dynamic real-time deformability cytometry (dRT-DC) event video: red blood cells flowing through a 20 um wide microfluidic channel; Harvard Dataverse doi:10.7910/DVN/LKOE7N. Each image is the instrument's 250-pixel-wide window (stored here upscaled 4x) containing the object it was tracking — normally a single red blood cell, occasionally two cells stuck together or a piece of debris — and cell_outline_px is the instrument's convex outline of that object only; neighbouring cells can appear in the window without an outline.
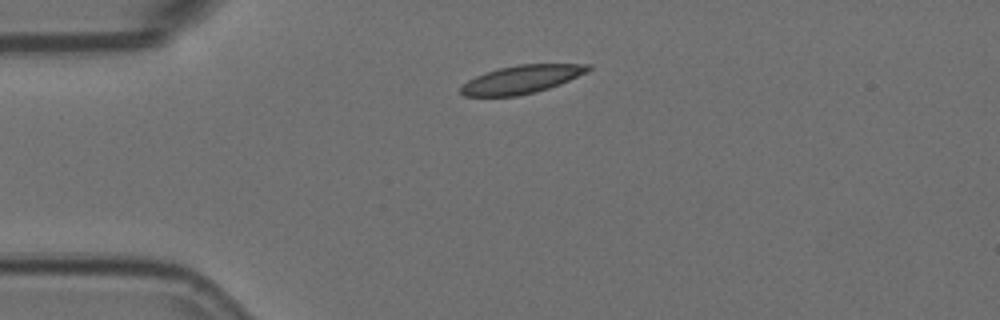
{"species": "Egyptian fruit bat (a non-hibernating species)", "species_latin": "Rousettus aegyptiacus", "temperature_condition": "room temperature", "stored_images_in_passage": 2, "camera_frame_rate_fps": 3000, "um_per_image_px": 0.085, "animal": {"sex": "female"}, "frame": {"image": 1, "passage_image": 1, "time_ms": 0.0, "image_size_px": [1000, 320], "cell_outline_px": [[592, 68], [588, 72], [560, 84], [536, 92], [516, 96], [464, 96], [460, 92], [460, 88], [468, 80], [484, 72], [516, 64], [592, 64]], "centroid_in_image_um": [44.35, 6.74], "position_along_channel_um": 40.6, "area_um2": 20.92}}